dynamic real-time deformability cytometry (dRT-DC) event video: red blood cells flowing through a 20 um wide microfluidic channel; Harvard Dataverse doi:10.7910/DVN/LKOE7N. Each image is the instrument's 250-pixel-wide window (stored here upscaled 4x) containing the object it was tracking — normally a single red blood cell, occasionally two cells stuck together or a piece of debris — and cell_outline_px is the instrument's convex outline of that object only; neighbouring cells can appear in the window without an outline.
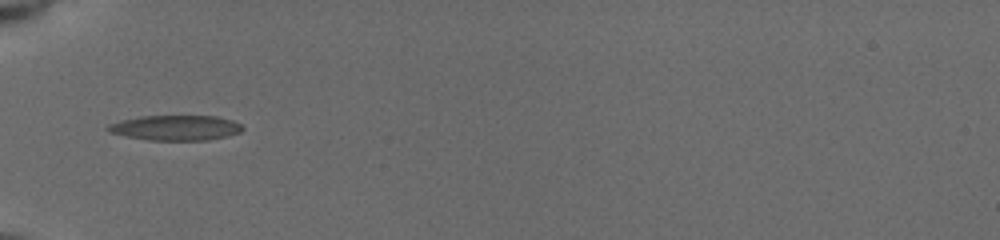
{"species": "common noctule bat (a hibernating species)", "species_latin": "Nyctalus noctula", "temperature_condition": "cold", "stored_images_in_passage": 18, "camera_frame_rate_fps": 3000, "um_per_image_px": 0.085, "animal": {"sex": "female", "body_mass_g": 19.5, "forearm_length_mm": 54.1}, "frame": {"image": 1, "passage_image": 2, "time_ms": 1.0, "image_size_px": [1000, 240], "cell_outline_px": [[244, 128], [240, 132], [228, 136], [208, 140], [148, 140], [108, 132], [104, 128], [108, 124], [120, 120], [140, 116], [216, 116], [232, 120], [240, 124]], "centroid_in_image_um": [14.91, 10.86], "position_along_channel_um": 70.1, "area_um2": 19.77}}
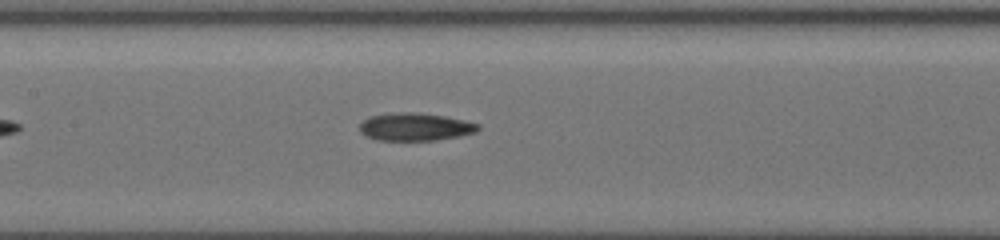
{"frame": {"image": 2, "passage_image": 8, "time_ms": 3.667, "image_size_px": [1000, 240], "cell_outline_px": [[480, 128], [476, 132], [460, 136], [432, 140], [380, 140], [368, 136], [360, 132], [360, 124], [364, 120], [372, 116], [392, 112], [416, 112], [444, 116], [464, 120], [480, 124]], "centroid_in_image_um": [35.32, 10.77], "position_along_channel_um": 172.1, "area_um2": 19.02}}
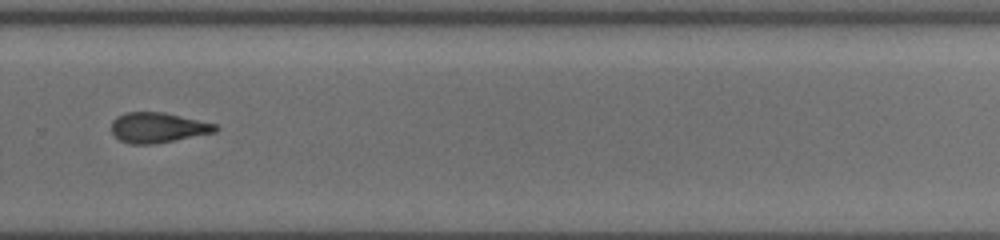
{"frame": {"image": 3, "passage_image": 16, "time_ms": 7.333, "image_size_px": [1000, 240], "cell_outline_px": [[220, 128], [216, 132], [152, 144], [128, 144], [120, 140], [112, 132], [112, 120], [116, 116], [124, 112], [164, 112], [216, 124]], "centroid_in_image_um": [13.4, 10.84], "position_along_channel_um": 316.4, "area_um2": 18.26}}